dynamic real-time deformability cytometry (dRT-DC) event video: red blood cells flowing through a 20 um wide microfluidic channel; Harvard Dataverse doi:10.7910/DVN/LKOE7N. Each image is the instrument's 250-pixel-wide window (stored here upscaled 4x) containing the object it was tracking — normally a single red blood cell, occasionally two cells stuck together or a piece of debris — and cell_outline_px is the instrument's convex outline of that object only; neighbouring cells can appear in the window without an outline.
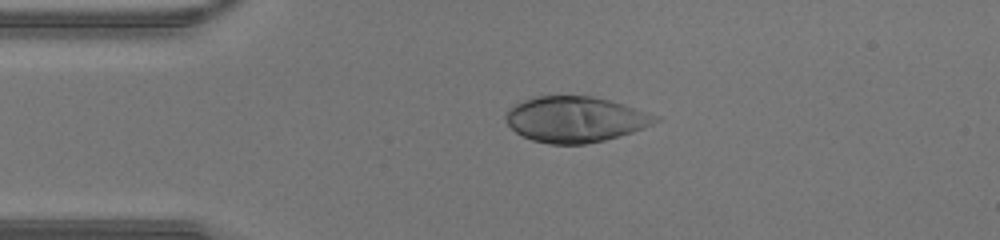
{"species": "human", "species_latin": "Homo sapiens", "temperature_condition": "warm", "stored_images_in_passage": 36, "camera_frame_rate_fps": 3000, "um_per_image_px": 0.085, "donor": {"sex": "male"}, "frame": {"image": 1, "passage_image": 1, "time_ms": 0.0, "image_size_px": [1000, 240], "cell_outline_px": [[660, 120], [644, 128], [632, 132], [604, 140], [584, 144], [552, 144], [532, 140], [516, 132], [504, 120], [508, 108], [524, 100], [536, 96], [592, 96], [612, 100], [660, 116]], "centroid_in_image_um": [48.92, 10.13], "position_along_channel_um": 36.1, "area_um2": 39.82}}
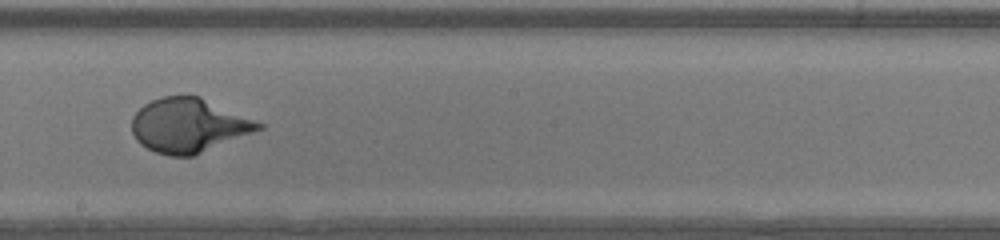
{"frame": {"image": 2, "passage_image": 16, "time_ms": 5.0, "image_size_px": [1000, 240], "cell_outline_px": [[264, 128], [192, 156], [168, 156], [156, 152], [140, 144], [136, 140], [132, 132], [132, 116], [144, 104], [152, 100], [164, 96], [200, 96], [256, 120], [264, 124]], "centroid_in_image_um": [16.03, 10.65], "position_along_channel_um": 232.2, "area_um2": 39.77}}
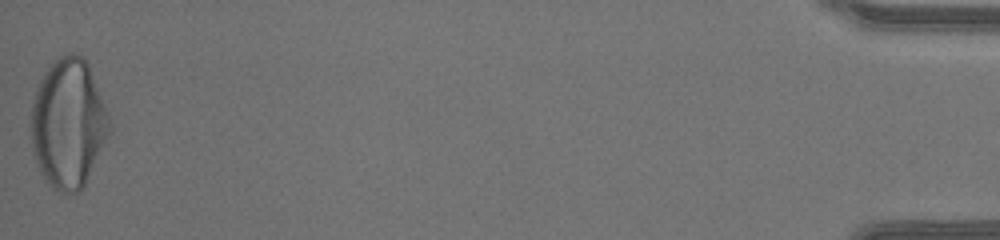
{"frame": {"image": 3, "passage_image": 36, "time_ms": 11.667, "image_size_px": [1000, 240], "cell_outline_px": [[112, 132], [84, 184], [76, 192], [60, 192], [52, 188], [44, 180], [36, 164], [32, 152], [32, 104], [36, 88], [44, 72], [60, 56], [68, 52], [76, 52], [84, 56], [88, 64], [112, 124]], "centroid_in_image_um": [5.81, 10.49], "position_along_channel_um": 429.4, "area_um2": 59.07}}